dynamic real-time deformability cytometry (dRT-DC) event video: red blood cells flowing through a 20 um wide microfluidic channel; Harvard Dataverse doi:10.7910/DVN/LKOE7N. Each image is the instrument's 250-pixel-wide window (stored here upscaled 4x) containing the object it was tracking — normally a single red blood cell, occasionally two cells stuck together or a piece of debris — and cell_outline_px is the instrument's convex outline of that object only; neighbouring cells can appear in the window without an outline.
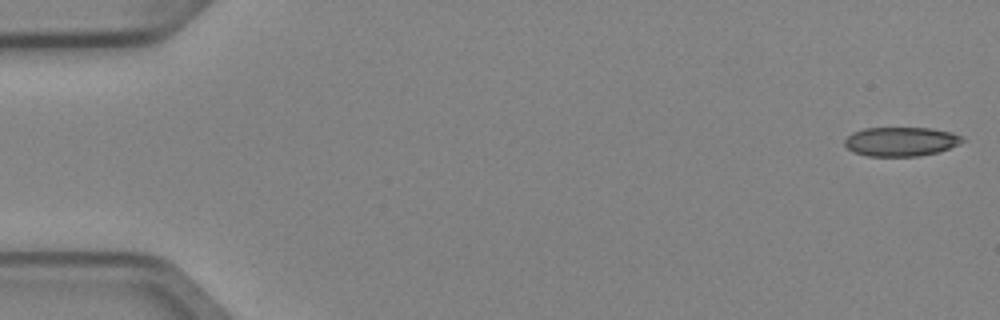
{"species": "Egyptian fruit bat (a non-hibernating species)", "species_latin": "Rousettus aegyptiacus", "temperature_condition": "cold", "stored_images_in_passage": 6, "segment_of_instrument_passage": [1, 2], "camera_frame_rate_fps": 3000, "um_per_image_px": 0.085, "animal": {"sex": "female"}, "frame": {"image": 1, "passage_image": 1, "time_ms": 0.0, "image_size_px": [1000, 320], "cell_outline_px": [[964, 140], [960, 144], [936, 152], [920, 156], [868, 156], [852, 152], [844, 144], [844, 140], [852, 132], [864, 128], [932, 128], [952, 132], [964, 136]], "centroid_in_image_um": [76.58, 12.03], "position_along_channel_um": 8.4, "area_um2": 20.11}}
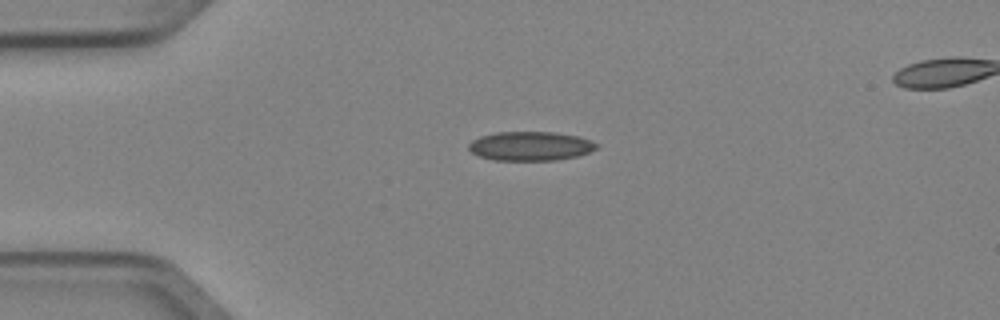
{"frame": {"image": 2, "passage_image": 4, "time_ms": 1.0, "image_size_px": [1000, 320], "cell_outline_px": [[600, 144], [596, 148], [588, 152], [576, 156], [556, 160], [492, 160], [480, 156], [472, 152], [468, 148], [468, 144], [472, 140], [480, 136], [496, 132], [552, 132], [576, 136]], "centroid_in_image_um": [45.05, 12.41], "position_along_channel_um": 40.0, "area_um2": 21.5}}